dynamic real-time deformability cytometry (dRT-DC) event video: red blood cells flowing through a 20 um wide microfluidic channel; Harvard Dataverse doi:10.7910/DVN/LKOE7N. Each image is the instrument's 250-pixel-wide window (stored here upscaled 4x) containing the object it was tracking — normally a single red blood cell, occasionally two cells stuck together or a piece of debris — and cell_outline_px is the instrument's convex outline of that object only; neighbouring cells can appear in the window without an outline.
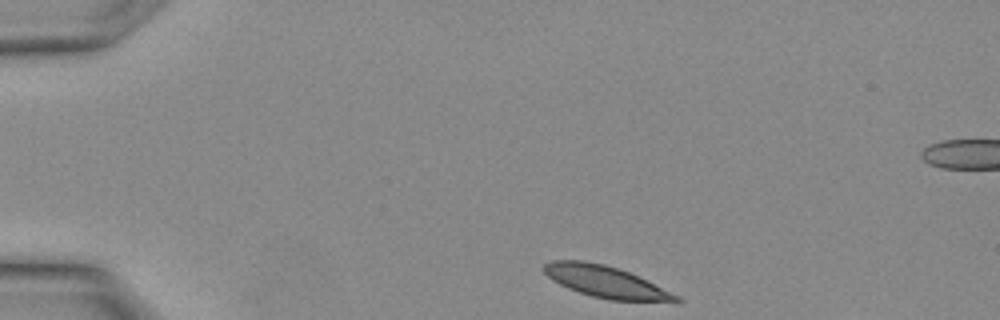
{"species": "Egyptian fruit bat (a non-hibernating species)", "species_latin": "Rousettus aegyptiacus", "temperature_condition": "warm", "stored_images_in_passage": 7, "camera_frame_rate_fps": 3000, "um_per_image_px": 0.085, "animal": {"sex": "female"}, "frame": {"image": 1, "passage_image": 1, "time_ms": 0.0, "image_size_px": [1000, 320], "cell_outline_px": [[684, 300], [608, 300], [592, 296], [568, 288], [552, 280], [544, 272], [544, 264], [552, 260], [584, 260], [604, 264], [628, 272], [648, 280], [680, 296]], "centroid_in_image_um": [51.44, 23.93], "position_along_channel_um": 33.6, "area_um2": 23.93}}
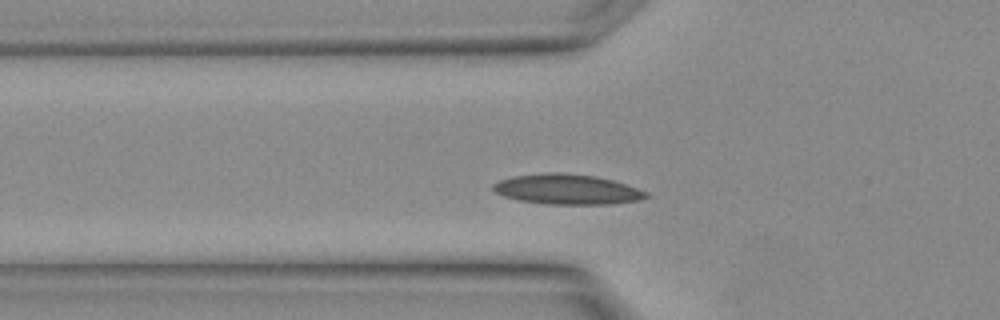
{"frame": {"image": 2, "passage_image": 6, "time_ms": 1.667, "image_size_px": [1000, 320], "cell_outline_px": [[652, 196], [640, 200], [612, 204], [548, 204], [520, 200], [504, 196], [496, 192], [492, 188], [492, 184], [500, 180], [512, 176], [544, 172], [560, 172], [596, 176], [612, 180], [648, 192]], "centroid_in_image_um": [48.22, 16.09], "position_along_channel_um": 77.6, "area_um2": 26.93}}